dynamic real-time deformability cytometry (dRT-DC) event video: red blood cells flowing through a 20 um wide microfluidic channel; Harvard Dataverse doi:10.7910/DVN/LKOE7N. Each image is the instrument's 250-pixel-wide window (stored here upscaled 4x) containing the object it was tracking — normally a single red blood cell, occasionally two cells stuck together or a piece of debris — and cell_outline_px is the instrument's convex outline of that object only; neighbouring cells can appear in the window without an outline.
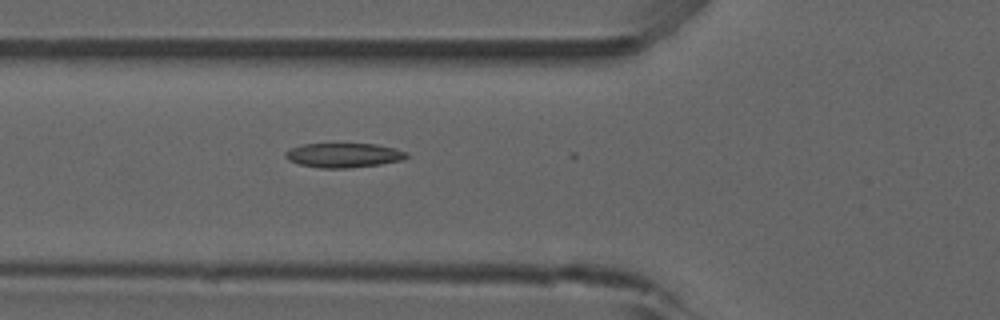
{"species": "common noctule bat (a hibernating species)", "species_latin": "Nyctalus noctula", "temperature_condition": "room temperature", "stored_images_in_passage": 27, "camera_frame_rate_fps": 3000, "um_per_image_px": 0.085, "animal": {"sex": "male", "forearm_length_mm": 52.5}, "frame": {"image": 1, "passage_image": 19, "time_ms": 6.0, "image_size_px": [1000, 320], "cell_outline_px": [[408, 156], [404, 160], [380, 164], [348, 168], [320, 168], [300, 164], [288, 160], [284, 156], [284, 152], [288, 148], [300, 144], [376, 144], [396, 148], [408, 152]], "centroid_in_image_um": [29.2, 13.19], "position_along_channel_um": 96.6, "area_um2": 17.46}}
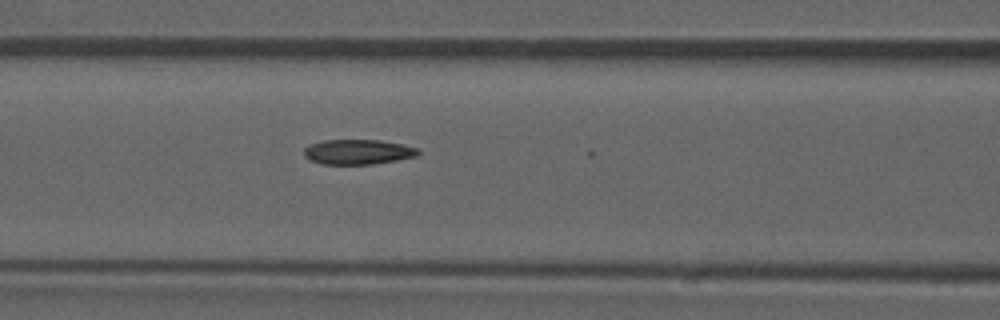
{"frame": {"image": 2, "passage_image": 22, "time_ms": 7.0, "image_size_px": [1000, 320], "cell_outline_px": [[420, 152], [416, 156], [396, 160], [372, 164], [320, 164], [304, 156], [304, 148], [308, 144], [324, 140], [380, 140], [400, 144], [416, 148]], "centroid_in_image_um": [30.37, 12.91], "position_along_channel_um": 136.2, "area_um2": 16.47}}